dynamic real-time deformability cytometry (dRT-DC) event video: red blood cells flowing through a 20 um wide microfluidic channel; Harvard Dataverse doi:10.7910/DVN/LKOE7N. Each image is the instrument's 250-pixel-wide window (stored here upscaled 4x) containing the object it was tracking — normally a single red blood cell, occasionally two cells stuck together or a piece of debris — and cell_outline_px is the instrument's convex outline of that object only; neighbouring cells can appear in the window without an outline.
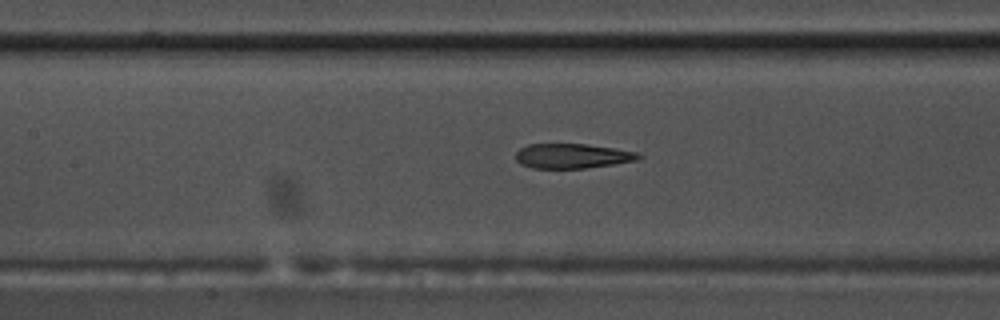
{"species": "common noctule bat (a hibernating species)", "species_latin": "Nyctalus noctula", "temperature_condition": "warm", "stored_images_in_passage": 56, "camera_frame_rate_fps": 3000, "um_per_image_px": 0.085, "animal": {"sex": "male", "body_mass_g": 17.5, "forearm_length_mm": 52.3}, "frame": {"image": 1, "passage_image": 26, "time_ms": 8.333, "image_size_px": [1000, 320], "cell_outline_px": [[644, 156], [636, 160], [612, 164], [584, 168], [532, 168], [520, 164], [516, 160], [516, 152], [520, 148], [528, 144], [588, 144], [636, 152]], "centroid_in_image_um": [48.61, 13.25], "position_along_channel_um": 158.8, "area_um2": 17.57}}
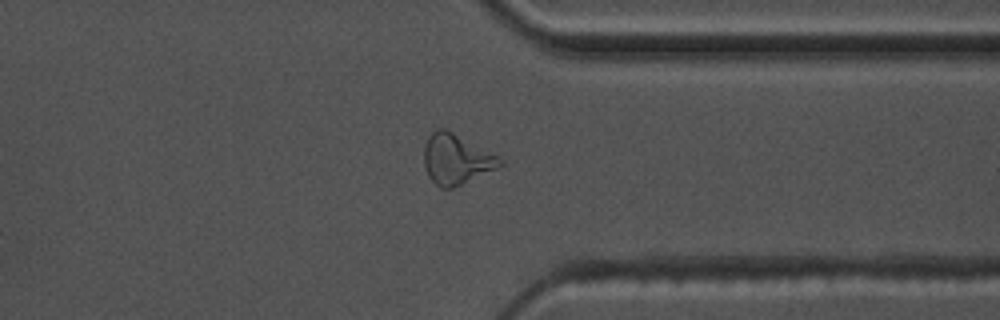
{"frame": {"image": 2, "passage_image": 44, "time_ms": 14.333, "image_size_px": [1000, 320], "cell_outline_px": [[504, 164], [496, 168], [452, 188], [440, 188], [428, 176], [424, 164], [424, 144], [428, 136], [436, 128], [448, 128], [500, 156], [504, 160]], "centroid_in_image_um": [38.78, 13.48], "position_along_channel_um": 372.6, "area_um2": 22.48}}
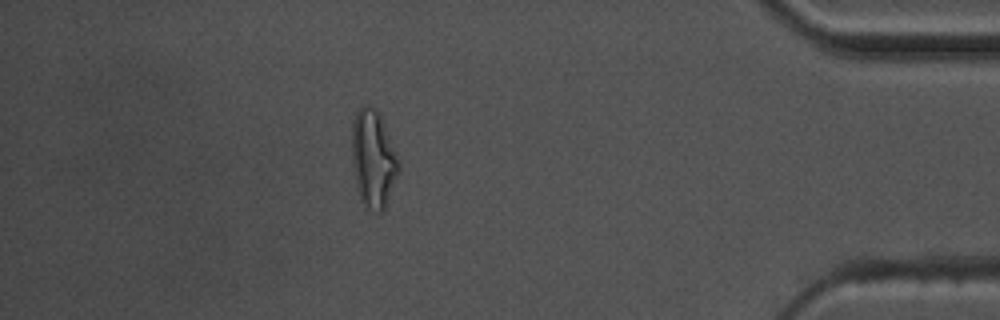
{"frame": {"image": 3, "passage_image": 50, "time_ms": 16.333, "image_size_px": [1000, 320], "cell_outline_px": [[400, 168], [384, 212], [376, 212], [368, 208], [360, 200], [356, 188], [352, 164], [352, 120], [356, 112], [360, 108], [376, 108], [380, 116], [400, 164]], "centroid_in_image_um": [31.71, 13.58], "position_along_channel_um": 403.5, "area_um2": 26.36}}